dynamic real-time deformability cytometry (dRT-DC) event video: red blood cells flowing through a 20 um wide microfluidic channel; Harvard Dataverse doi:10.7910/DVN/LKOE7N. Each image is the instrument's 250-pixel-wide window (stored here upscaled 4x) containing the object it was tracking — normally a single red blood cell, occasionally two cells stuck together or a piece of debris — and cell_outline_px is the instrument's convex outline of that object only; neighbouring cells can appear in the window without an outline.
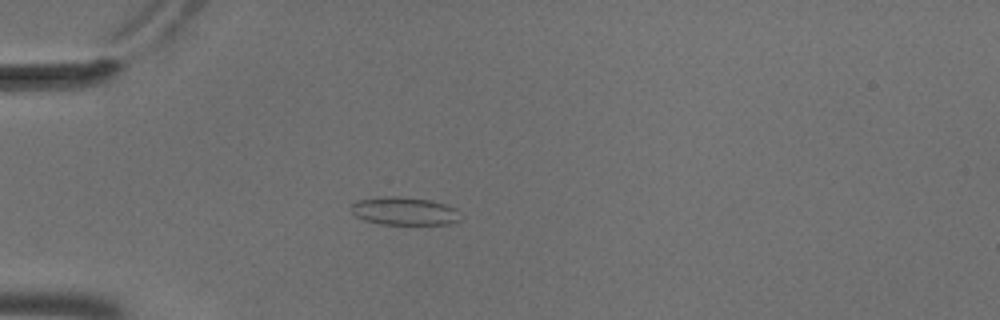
{"species": "common noctule bat (a hibernating species)", "species_latin": "Nyctalus noctula", "temperature_condition": "cold", "stored_images_in_passage": 4, "camera_frame_rate_fps": 3000, "um_per_image_px": 0.085, "animal": {"sex": "male", "body_mass_g": 18.8}, "frame": {"image": 1, "passage_image": 3, "time_ms": 0.667, "image_size_px": [1000, 320], "cell_outline_px": [[460, 220], [456, 224], [380, 224], [364, 220], [356, 216], [348, 208], [356, 200], [376, 196], [396, 196], [432, 200], [456, 208]], "centroid_in_image_um": [34.33, 17.93], "position_along_channel_um": 50.7, "area_um2": 18.15}}